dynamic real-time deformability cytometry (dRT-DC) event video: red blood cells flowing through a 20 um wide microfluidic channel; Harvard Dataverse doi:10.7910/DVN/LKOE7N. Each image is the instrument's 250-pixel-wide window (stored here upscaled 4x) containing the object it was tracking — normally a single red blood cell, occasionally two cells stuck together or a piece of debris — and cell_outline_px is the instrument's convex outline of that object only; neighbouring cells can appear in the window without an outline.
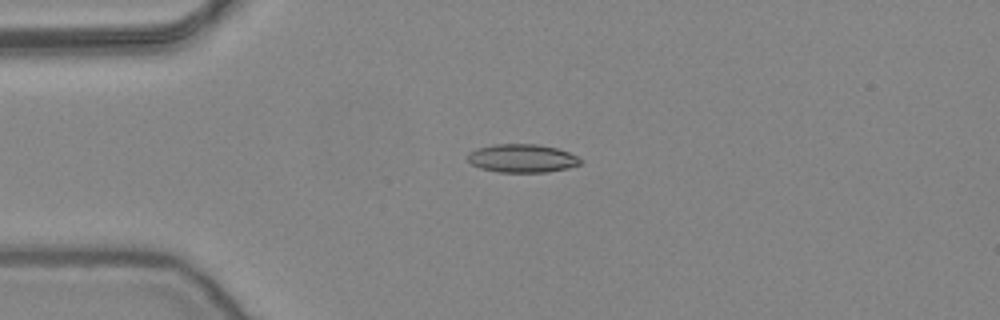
{"species": "common noctule bat (a hibernating species)", "species_latin": "Nyctalus noctula", "temperature_condition": "warm", "stored_images_in_passage": 41, "camera_frame_rate_fps": 3000, "um_per_image_px": 0.085, "animal": {"sex": "female", "body_mass_g": 24.6, "forearm_length_mm": 56.2}, "frame": {"image": 1, "passage_image": 1, "time_ms": 0.0, "image_size_px": [1000, 320], "cell_outline_px": [[584, 160], [580, 164], [568, 168], [548, 172], [496, 172], [480, 168], [472, 164], [468, 160], [468, 152], [476, 148], [492, 144], [536, 144], [556, 148], [568, 152]], "centroid_in_image_um": [44.37, 13.46], "position_along_channel_um": 40.6, "area_um2": 18.73}}
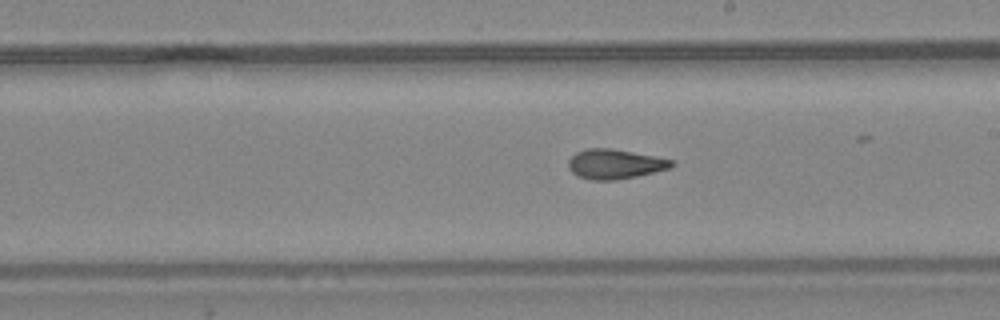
{"frame": {"image": 2, "passage_image": 18, "time_ms": 5.667, "image_size_px": [1000, 320], "cell_outline_px": [[676, 164], [672, 168], [636, 176], [616, 180], [592, 180], [576, 176], [568, 168], [568, 160], [576, 152], [588, 148], [612, 148], [672, 160]], "centroid_in_image_um": [52.24, 13.95], "position_along_channel_um": 236.8, "area_um2": 17.86}}
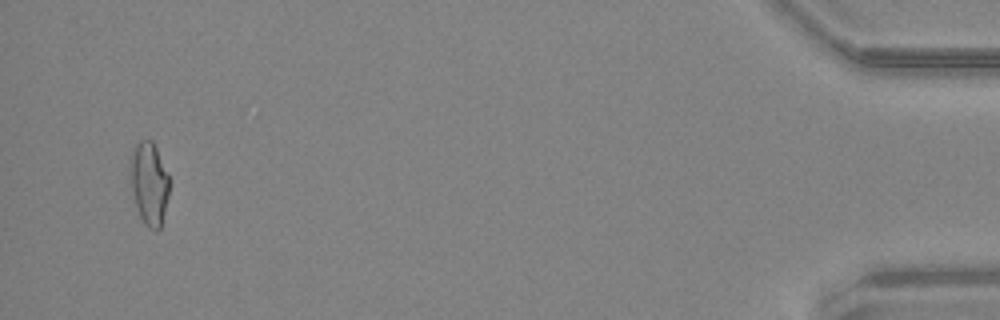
{"frame": {"image": 3, "passage_image": 39, "time_ms": 12.667, "image_size_px": [1000, 320], "cell_outline_px": [[168, 196], [160, 228], [156, 232], [148, 228], [144, 224], [140, 216], [128, 180], [128, 160], [132, 148], [140, 140], [152, 140], [168, 172]], "centroid_in_image_um": [12.62, 15.55], "position_along_channel_um": 422.6, "area_um2": 19.31}, "authors_computed_cell_mechanics": {"area_um2": 18.0914, "velocity_mm_per_s": 3.8943, "shape_relaxation_time_tau1_ms": null, "shape_relaxation_time_tau2_ms": 2.5811, "deformation_change_tau1": null, "deformation_change_tau2": 0.1026}}